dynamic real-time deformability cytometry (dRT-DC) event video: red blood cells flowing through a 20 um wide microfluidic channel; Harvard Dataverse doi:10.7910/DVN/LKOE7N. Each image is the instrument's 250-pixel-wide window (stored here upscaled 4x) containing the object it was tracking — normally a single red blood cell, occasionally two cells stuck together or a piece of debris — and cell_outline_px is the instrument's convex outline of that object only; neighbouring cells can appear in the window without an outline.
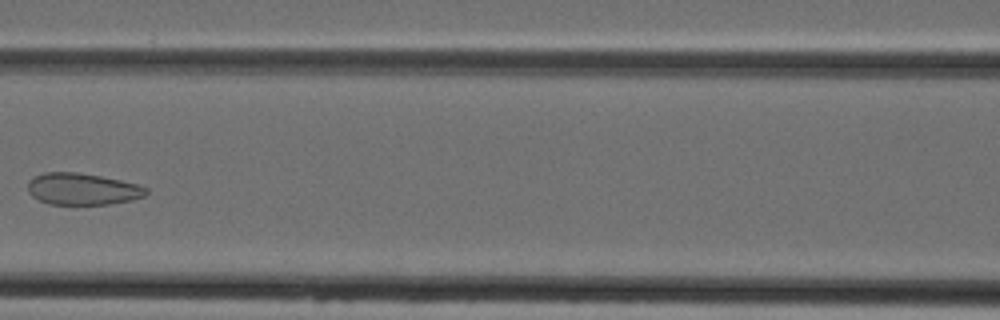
{"species": "Egyptian fruit bat (a non-hibernating species)", "species_latin": "Rousettus aegyptiacus", "temperature_condition": "cold", "stored_images_in_passage": 6, "camera_frame_rate_fps": 3000, "um_per_image_px": 0.085, "animal": {"sex": "female"}, "frame": {"image": 1, "passage_image": 6, "time_ms": 6.0, "image_size_px": [1000, 320], "cell_outline_px": [[148, 192], [144, 196], [132, 200], [108, 204], [48, 204], [32, 196], [28, 192], [28, 180], [32, 176], [44, 172], [76, 172], [100, 176], [120, 180], [136, 184], [148, 188]], "centroid_in_image_um": [6.97, 16.06], "position_along_channel_um": 159.6, "area_um2": 21.91}}